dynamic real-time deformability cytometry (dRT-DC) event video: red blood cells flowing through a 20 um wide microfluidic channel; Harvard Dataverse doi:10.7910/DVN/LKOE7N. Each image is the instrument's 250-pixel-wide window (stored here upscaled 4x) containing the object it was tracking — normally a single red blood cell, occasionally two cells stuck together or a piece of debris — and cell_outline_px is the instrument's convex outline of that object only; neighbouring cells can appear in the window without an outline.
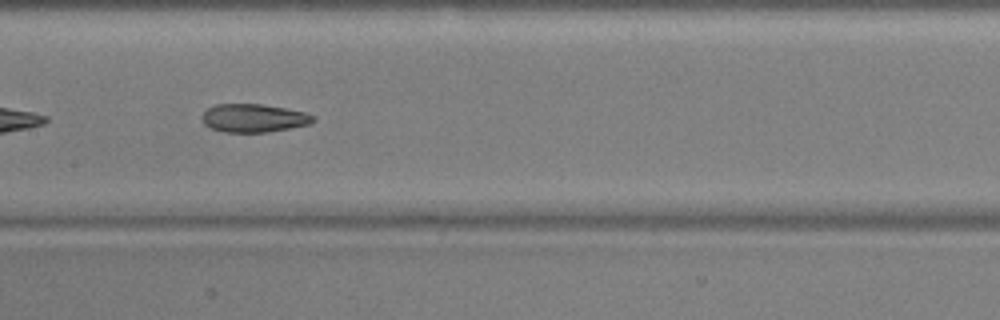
{"species": "common noctule bat (a hibernating species)", "species_latin": "Nyctalus noctula", "temperature_condition": "warm", "stored_images_in_passage": 37, "camera_frame_rate_fps": 3000, "um_per_image_px": 0.085, "animal": {"sex": "male", "body_mass_g": 17.9, "forearm_length_mm": 54.2}, "frame": {"image": 1, "passage_image": 11, "time_ms": 3.333, "image_size_px": [1000, 320], "cell_outline_px": [[316, 120], [312, 124], [268, 132], [224, 132], [212, 128], [204, 124], [200, 116], [208, 108], [216, 104], [260, 104], [288, 108], [304, 112], [316, 116]], "centroid_in_image_um": [21.6, 10.03], "position_along_channel_um": 185.8, "area_um2": 18.5}}
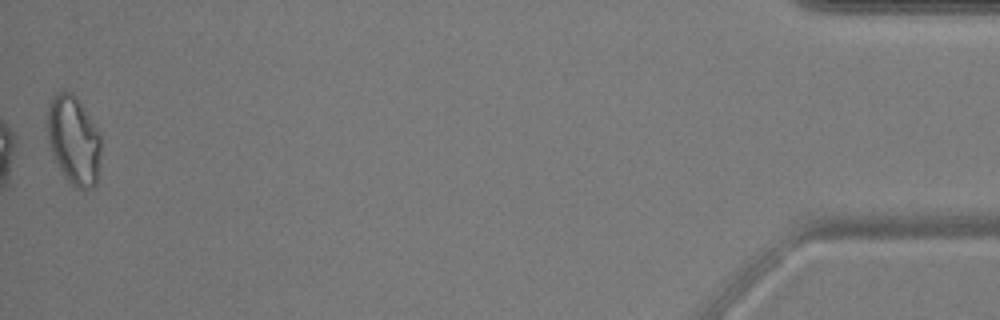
{"frame": {"image": 2, "passage_image": 37, "time_ms": 12.0, "image_size_px": [1000, 320], "cell_outline_px": [[100, 152], [96, 184], [92, 188], [84, 192], [72, 184], [64, 176], [48, 144], [48, 108], [52, 96], [56, 92], [64, 88], [72, 92], [76, 96], [96, 128], [100, 136]], "centroid_in_image_um": [6.26, 11.9], "position_along_channel_um": 428.9, "area_um2": 27.63}, "authors_computed_cell_mechanics": {"area_um2": 19.4786, "velocity_mm_per_s": 3.798, "shape_relaxation_time_tau1_ms": null, "shape_relaxation_time_tau2_ms": 3.576, "deformation_change_tau1": null, "deformation_change_tau2": 0.0982}}